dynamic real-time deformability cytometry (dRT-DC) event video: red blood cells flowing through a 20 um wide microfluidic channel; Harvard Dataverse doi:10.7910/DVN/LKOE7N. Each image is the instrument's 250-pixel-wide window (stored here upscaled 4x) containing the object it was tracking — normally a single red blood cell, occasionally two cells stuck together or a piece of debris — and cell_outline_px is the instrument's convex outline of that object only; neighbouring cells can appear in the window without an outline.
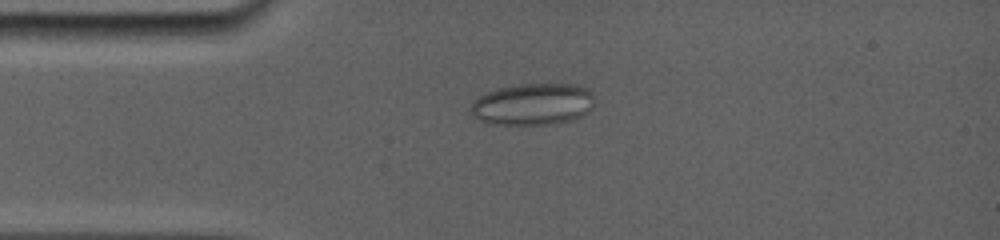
{"species": "common noctule bat (a hibernating species)", "species_latin": "Nyctalus noctula", "temperature_condition": "room temperature", "stored_images_in_passage": 7, "camera_frame_rate_fps": 5000, "um_per_image_px": 0.085, "animal": {"sex": "female", "body_mass_g": 19.0, "forearm_length_mm": 56.7}, "frame": {"image": 1, "passage_image": 5, "time_ms": 3.6, "image_size_px": [1000, 240], "cell_outline_px": [[592, 104], [588, 112], [572, 120], [552, 124], [492, 124], [480, 120], [468, 112], [472, 104], [480, 96], [488, 92], [500, 88], [520, 84], [576, 84], [588, 88], [592, 92]], "centroid_in_image_um": [45.3, 8.86], "position_along_channel_um": 39.7, "area_um2": 29.94}}
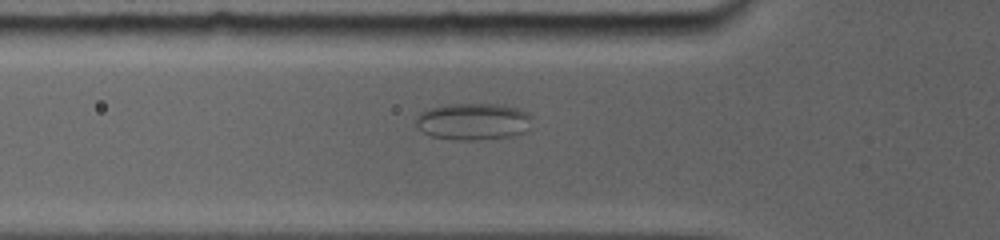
{"frame": {"image": 2, "passage_image": 7, "time_ms": 5.4, "image_size_px": [1000, 240], "cell_outline_px": [[532, 116], [528, 132], [512, 136], [472, 140], [452, 140], [432, 136], [416, 128], [416, 116], [420, 112], [432, 108], [448, 104], [496, 104], [520, 108], [528, 112]], "centroid_in_image_um": [40.25, 10.33], "position_along_channel_um": 85.6, "area_um2": 25.2}}